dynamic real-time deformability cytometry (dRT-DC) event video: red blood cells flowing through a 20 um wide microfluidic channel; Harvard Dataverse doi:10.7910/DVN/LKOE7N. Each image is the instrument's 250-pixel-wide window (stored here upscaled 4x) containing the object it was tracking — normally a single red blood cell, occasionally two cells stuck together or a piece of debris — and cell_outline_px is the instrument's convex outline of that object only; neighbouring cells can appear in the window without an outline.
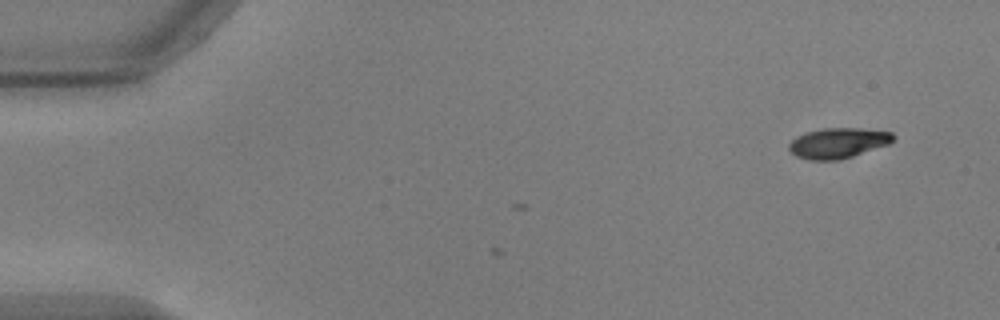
{"species": "common noctule bat (a hibernating species)", "species_latin": "Nyctalus noctula", "temperature_condition": "warm", "stored_images_in_passage": 5, "camera_frame_rate_fps": 3000, "um_per_image_px": 0.085, "animal": {"sex": "male", "body_mass_g": 17.9, "forearm_length_mm": 54.2}, "frame": {"image": 1, "passage_image": 5, "time_ms": 1.333, "image_size_px": [1000, 320], "cell_outline_px": [[896, 136], [888, 144], [840, 160], [808, 160], [796, 156], [788, 148], [788, 144], [796, 136], [808, 132], [824, 128], [860, 128], [892, 132]], "centroid_in_image_um": [71.22, 12.15], "position_along_channel_um": 13.8, "area_um2": 18.32}}